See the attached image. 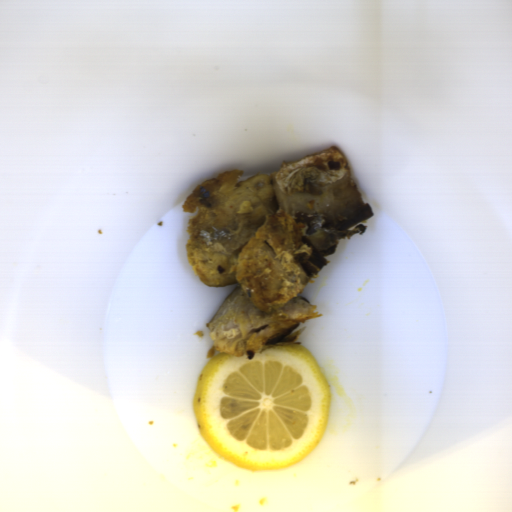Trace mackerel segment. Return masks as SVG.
Masks as SVG:
<instances>
[{
	"label": "mackerel segment",
	"mask_w": 512,
	"mask_h": 512,
	"mask_svg": "<svg viewBox=\"0 0 512 512\" xmlns=\"http://www.w3.org/2000/svg\"><path fill=\"white\" fill-rule=\"evenodd\" d=\"M244 171L201 182L181 208L198 207L184 244L194 275L208 287L237 284L206 323L210 342L217 352L250 360L295 343L307 327L294 331L301 323L323 318L300 294L331 263L325 257L339 240L363 235L368 227L360 223L374 213L339 146L238 181Z\"/></svg>",
	"instance_id": "mackerel-segment-1"
}]
</instances>
